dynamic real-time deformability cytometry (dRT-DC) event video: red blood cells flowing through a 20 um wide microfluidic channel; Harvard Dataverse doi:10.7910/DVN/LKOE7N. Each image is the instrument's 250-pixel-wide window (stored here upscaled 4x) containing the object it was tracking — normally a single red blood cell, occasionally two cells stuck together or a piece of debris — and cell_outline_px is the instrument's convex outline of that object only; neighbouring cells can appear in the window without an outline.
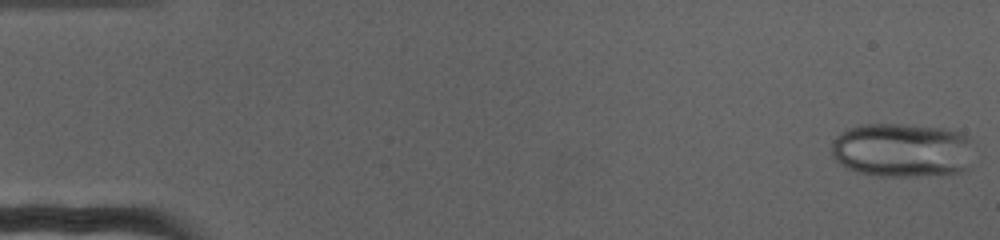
{"species": "human", "species_latin": "Homo sapiens", "temperature_condition": "cold", "stored_images_in_passage": 72, "camera_frame_rate_fps": 3000, "um_per_image_px": 0.085, "donor": {"sex": "female"}, "frame": {"image": 1, "passage_image": 1, "time_ms": 0.0, "image_size_px": [1000, 240], "cell_outline_px": [[972, 168], [968, 172], [916, 176], [880, 176], [856, 172], [840, 164], [832, 156], [832, 140], [840, 132], [848, 128], [860, 124], [904, 124], [944, 128], [960, 132], [968, 136], [972, 140]], "centroid_in_image_um": [76.74, 12.77], "position_along_channel_um": 8.3, "area_um2": 46.01}}
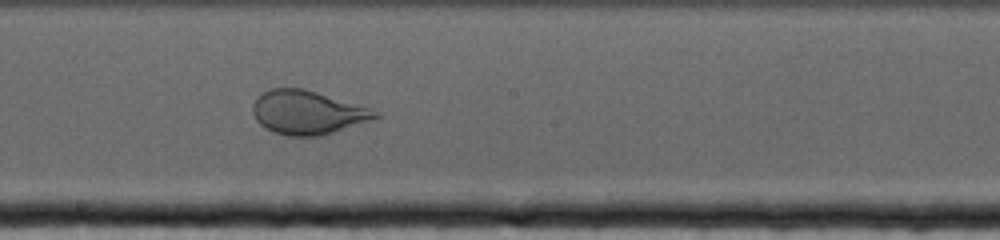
{"frame": {"image": 2, "passage_image": 40, "time_ms": 13.0, "image_size_px": [1000, 240], "cell_outline_px": [[380, 116], [320, 136], [288, 136], [272, 132], [264, 128], [256, 120], [252, 112], [252, 104], [256, 96], [260, 92], [272, 88], [300, 88], [316, 92], [368, 108], [380, 112]], "centroid_in_image_um": [26.03, 9.56], "position_along_channel_um": 222.2, "area_um2": 30.87}}
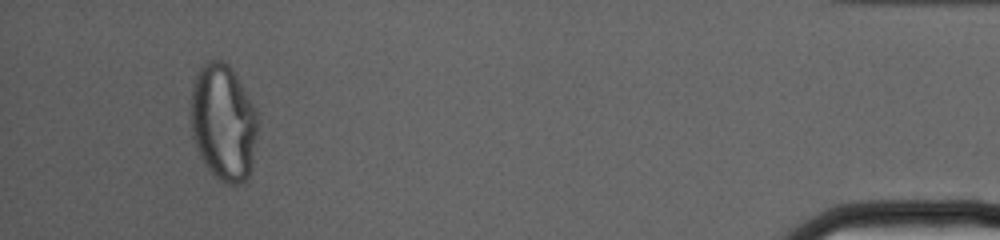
{"frame": {"image": 3, "passage_image": 68, "time_ms": 22.333, "image_size_px": [1000, 240], "cell_outline_px": [[256, 132], [252, 168], [244, 184], [224, 184], [208, 168], [200, 156], [196, 148], [192, 136], [192, 88], [196, 72], [208, 60], [216, 56], [228, 64], [232, 68], [256, 108]], "centroid_in_image_um": [18.99, 10.38], "position_along_channel_um": 416.2, "area_um2": 45.55}}